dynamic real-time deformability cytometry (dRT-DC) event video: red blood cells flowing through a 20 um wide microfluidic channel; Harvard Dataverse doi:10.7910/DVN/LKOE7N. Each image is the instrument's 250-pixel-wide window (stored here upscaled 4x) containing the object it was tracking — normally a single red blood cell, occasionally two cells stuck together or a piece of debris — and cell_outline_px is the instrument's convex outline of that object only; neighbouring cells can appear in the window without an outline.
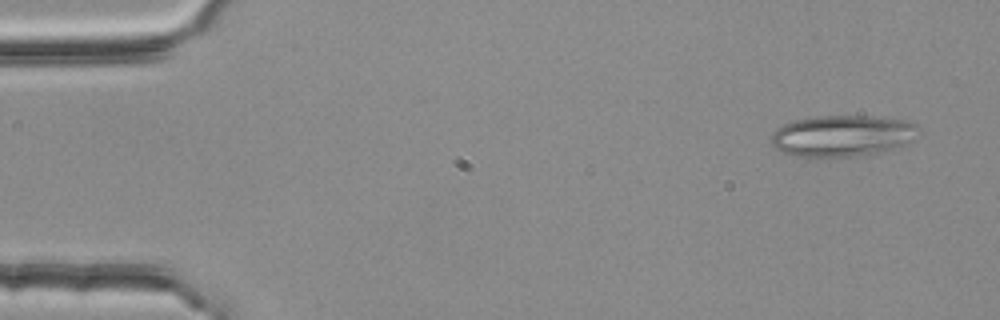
{"species": "common noctule bat (a hibernating species)", "species_latin": "Nyctalus noctula", "temperature_condition": "room temperature", "stored_images_in_passage": 16, "camera_frame_rate_fps": 3000, "um_per_image_px": 0.085, "animal": {"sex": "female", "body_mass_g": 25.1}, "frame": {"image": 1, "passage_image": 3, "time_ms": 0.667, "image_size_px": [1000, 320], "cell_outline_px": [[920, 128], [912, 140], [908, 144], [860, 156], [796, 156], [784, 152], [776, 148], [772, 144], [772, 132], [784, 124], [796, 120], [816, 116], [868, 116], [900, 120], [916, 124]], "centroid_in_image_um": [71.6, 11.54], "position_along_channel_um": 13.4, "area_um2": 34.91}}